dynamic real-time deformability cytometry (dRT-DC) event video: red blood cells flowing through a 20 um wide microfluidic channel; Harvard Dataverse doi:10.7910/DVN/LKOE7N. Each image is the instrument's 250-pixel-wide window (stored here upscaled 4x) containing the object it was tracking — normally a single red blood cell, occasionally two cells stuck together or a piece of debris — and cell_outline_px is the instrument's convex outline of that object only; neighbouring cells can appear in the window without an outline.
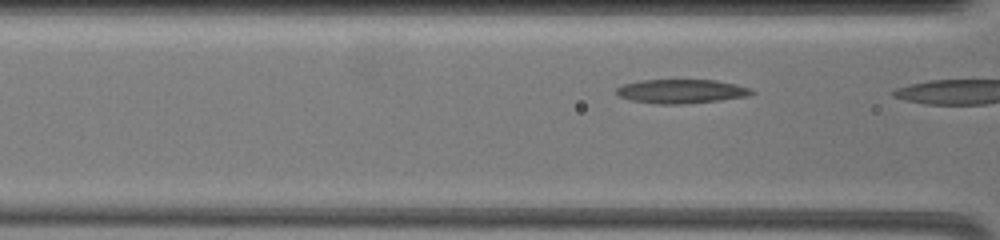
{"species": "common noctule bat (a hibernating species)", "species_latin": "Nyctalus noctula", "temperature_condition": "warm", "stored_images_in_passage": 4, "camera_frame_rate_fps": 3000, "um_per_image_px": 0.085, "animal": {"sex": "female", "body_mass_g": 19.5, "forearm_length_mm": 54.1}, "frame": {"image": 1, "passage_image": 3, "time_ms": 0.333, "image_size_px": [1000, 240], "cell_outline_px": [[756, 92], [748, 96], [720, 100], [684, 104], [656, 104], [628, 100], [616, 96], [616, 88], [624, 84], [640, 80], [716, 80], [736, 84], [752, 88]], "centroid_in_image_um": [57.9, 7.76], "position_along_channel_um": 108.7, "area_um2": 19.19}}